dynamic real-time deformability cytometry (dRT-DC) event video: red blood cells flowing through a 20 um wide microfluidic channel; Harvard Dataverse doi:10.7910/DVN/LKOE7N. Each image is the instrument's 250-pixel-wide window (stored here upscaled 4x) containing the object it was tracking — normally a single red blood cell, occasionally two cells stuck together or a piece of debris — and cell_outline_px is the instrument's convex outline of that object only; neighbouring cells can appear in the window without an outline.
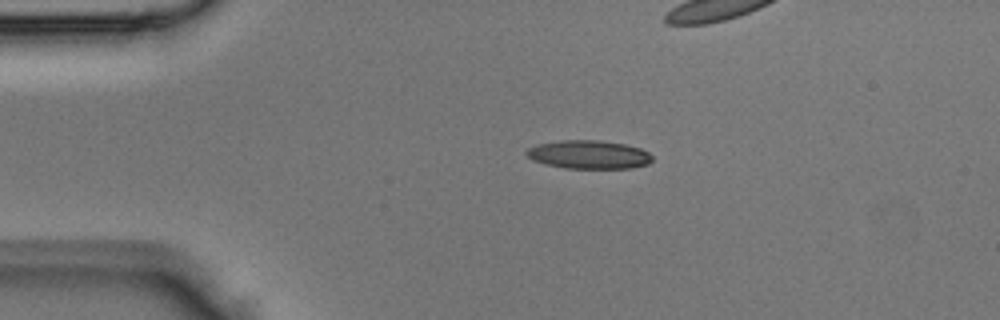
{"species": "Egyptian fruit bat (a non-hibernating species)", "species_latin": "Rousettus aegyptiacus", "temperature_condition": "room temperature", "stored_images_in_passage": 5, "camera_frame_rate_fps": 3000, "um_per_image_px": 0.085, "animal": {"sex": "male"}, "frame": {"image": 1, "passage_image": 2, "time_ms": 0.333, "image_size_px": [1000, 320], "cell_outline_px": [[652, 160], [648, 164], [632, 168], [564, 168], [544, 164], [532, 160], [524, 152], [528, 148], [536, 144], [560, 140], [600, 140], [624, 144], [640, 148], [648, 152], [652, 156]], "centroid_in_image_um": [50.02, 13.14], "position_along_channel_um": 35.0, "area_um2": 20.98}}
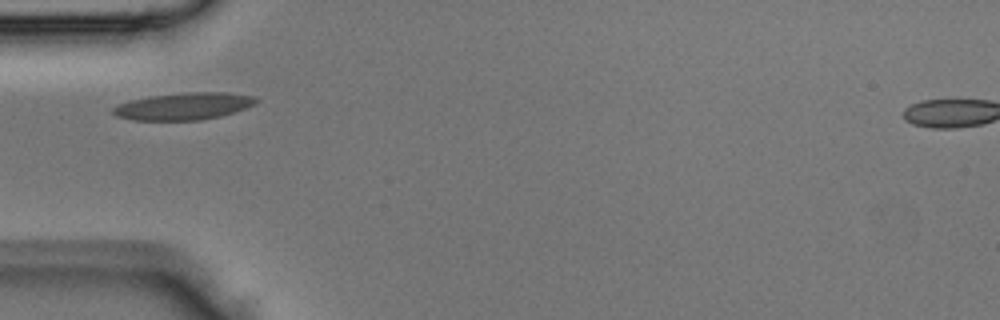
{"frame": {"image": 2, "passage_image": 4, "time_ms": 1.0, "image_size_px": [1000, 320], "cell_outline_px": [[260, 100], [244, 108], [220, 116], [200, 120], [132, 120], [116, 116], [112, 112], [112, 108], [120, 104], [132, 100], [148, 96], [184, 92], [228, 92], [256, 96]], "centroid_in_image_um": [15.61, 9.02], "position_along_channel_um": 69.4, "area_um2": 22.54}}
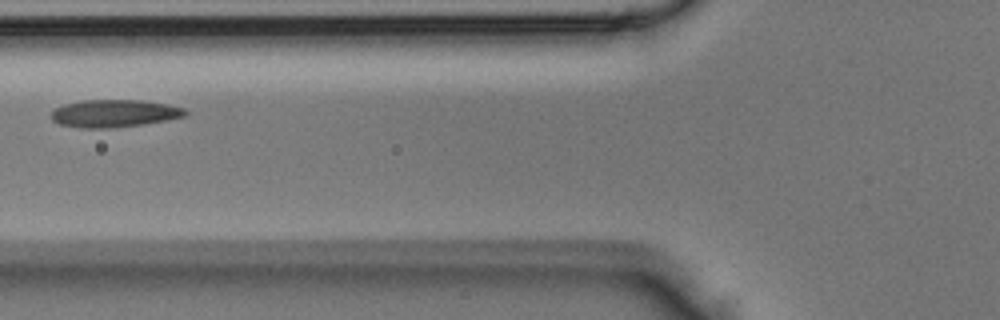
{"frame": {"image": 3, "passage_image": 5, "time_ms": 1.333, "image_size_px": [1000, 320], "cell_outline_px": [[188, 112], [184, 116], [168, 120], [144, 124], [116, 128], [80, 128], [60, 124], [52, 120], [52, 112], [56, 108], [64, 104], [80, 100], [144, 100], [168, 104], [184, 108]], "centroid_in_image_um": [9.73, 9.64], "position_along_channel_um": 116.1, "area_um2": 21.68}}